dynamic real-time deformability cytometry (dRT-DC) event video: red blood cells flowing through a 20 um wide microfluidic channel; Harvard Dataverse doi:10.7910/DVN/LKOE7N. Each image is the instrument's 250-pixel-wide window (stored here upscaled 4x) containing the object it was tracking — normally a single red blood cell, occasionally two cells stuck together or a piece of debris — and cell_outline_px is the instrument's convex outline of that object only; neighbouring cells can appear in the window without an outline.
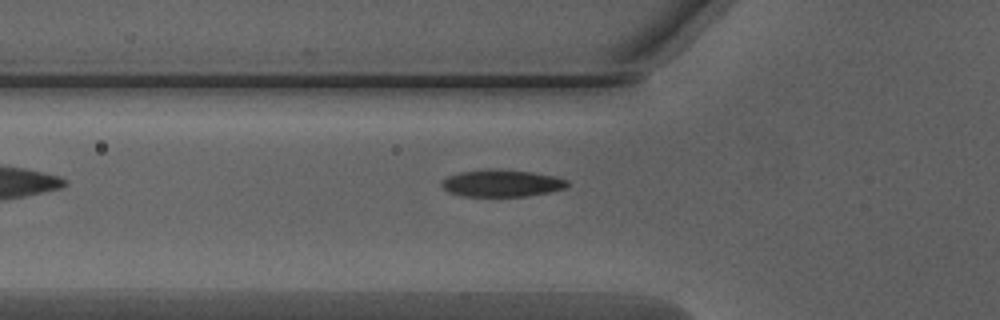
{"species": "Egyptian fruit bat (a non-hibernating species)", "species_latin": "Rousettus aegyptiacus", "temperature_condition": "warm", "stored_images_in_passage": 30, "camera_frame_rate_fps": 3000, "um_per_image_px": 0.085, "animal": {"sex": "male"}, "frame": {"image": 1, "passage_image": 2, "time_ms": 0.333, "image_size_px": [1000, 320], "cell_outline_px": [[568, 184], [564, 188], [548, 192], [528, 196], [460, 196], [448, 192], [440, 184], [440, 180], [448, 176], [460, 172], [484, 168], [492, 168], [532, 172], [556, 176], [568, 180]], "centroid_in_image_um": [42.6, 15.56], "position_along_channel_um": 83.2, "area_um2": 20.06}}
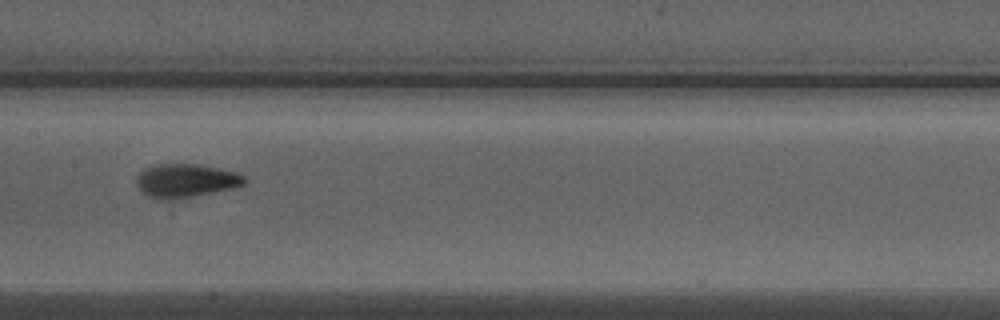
{"frame": {"image": 2, "passage_image": 10, "time_ms": 3.0, "image_size_px": [1000, 320], "cell_outline_px": [[248, 180], [244, 184], [232, 188], [176, 200], [160, 200], [148, 196], [136, 184], [136, 176], [144, 168], [156, 164], [196, 164], [216, 168], [232, 172], [244, 176]], "centroid_in_image_um": [15.74, 15.37], "position_along_channel_um": 191.7, "area_um2": 21.04}}
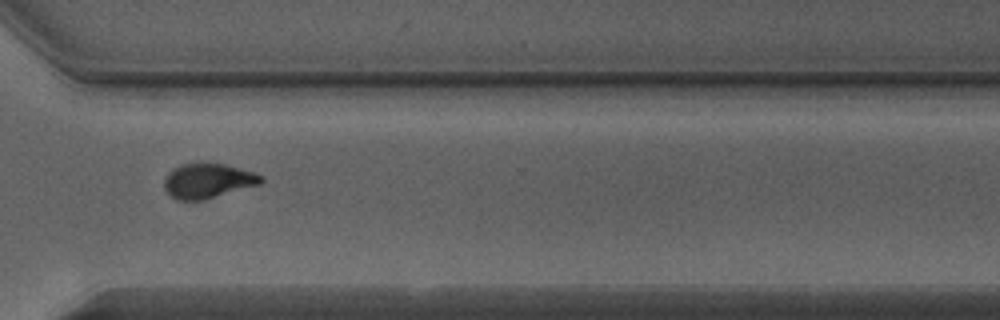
{"frame": {"image": 3, "passage_image": 22, "time_ms": 7.0, "image_size_px": [1000, 320], "cell_outline_px": [[264, 180], [260, 184], [204, 200], [176, 200], [164, 188], [164, 180], [168, 172], [172, 168], [180, 164], [200, 160], [224, 164], [252, 172], [264, 176]], "centroid_in_image_um": [17.64, 15.33], "position_along_channel_um": 353.0, "area_um2": 20.06}}